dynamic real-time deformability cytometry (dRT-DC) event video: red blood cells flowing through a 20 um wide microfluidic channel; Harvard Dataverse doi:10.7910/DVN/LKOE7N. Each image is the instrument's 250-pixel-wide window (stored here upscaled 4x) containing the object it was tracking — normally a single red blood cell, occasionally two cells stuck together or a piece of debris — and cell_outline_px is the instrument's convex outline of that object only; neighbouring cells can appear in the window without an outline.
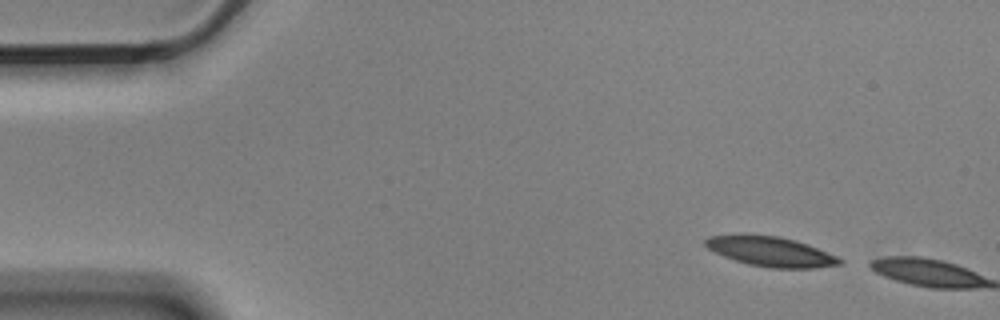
{"species": "Egyptian fruit bat (a non-hibernating species)", "species_latin": "Rousettus aegyptiacus", "temperature_condition": "cold", "stored_images_in_passage": 2, "camera_frame_rate_fps": 3000, "um_per_image_px": 0.085, "animal": {"sex": "male"}, "frame": {"image": 1, "passage_image": 1, "time_ms": 0.0, "image_size_px": [1000, 320], "cell_outline_px": [[844, 264], [816, 268], [772, 268], [748, 264], [724, 256], [708, 248], [704, 244], [704, 240], [708, 236], [780, 236], [796, 240], [808, 244], [836, 256], [844, 260]], "centroid_in_image_um": [65.6, 21.41], "position_along_channel_um": 19.4, "area_um2": 22.83}}